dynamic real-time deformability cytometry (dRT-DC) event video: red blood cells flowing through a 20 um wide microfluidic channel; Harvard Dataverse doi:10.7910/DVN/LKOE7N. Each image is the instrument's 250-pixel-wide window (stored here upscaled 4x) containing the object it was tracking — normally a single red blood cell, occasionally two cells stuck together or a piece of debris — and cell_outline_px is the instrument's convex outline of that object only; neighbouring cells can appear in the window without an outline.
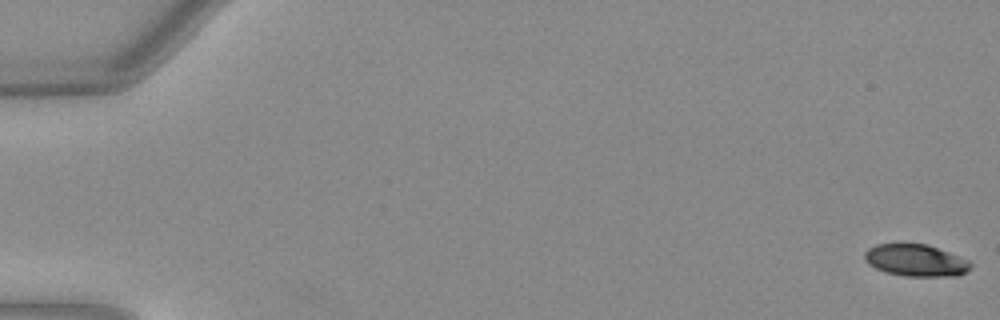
{"species": "Egyptian fruit bat (a non-hibernating species)", "species_latin": "Rousettus aegyptiacus", "temperature_condition": "warm", "stored_images_in_passage": 14, "camera_frame_rate_fps": 3000, "um_per_image_px": 0.085, "animal": {"sex": "female"}, "frame": {"image": 1, "passage_image": 1, "time_ms": 0.0, "image_size_px": [1000, 320], "cell_outline_px": [[972, 268], [956, 276], [908, 276], [884, 272], [868, 264], [864, 260], [864, 252], [868, 248], [876, 244], [928, 244], [968, 260], [972, 264]], "centroid_in_image_um": [77.82, 22.13], "position_along_channel_um": 7.2, "area_um2": 19.71}}